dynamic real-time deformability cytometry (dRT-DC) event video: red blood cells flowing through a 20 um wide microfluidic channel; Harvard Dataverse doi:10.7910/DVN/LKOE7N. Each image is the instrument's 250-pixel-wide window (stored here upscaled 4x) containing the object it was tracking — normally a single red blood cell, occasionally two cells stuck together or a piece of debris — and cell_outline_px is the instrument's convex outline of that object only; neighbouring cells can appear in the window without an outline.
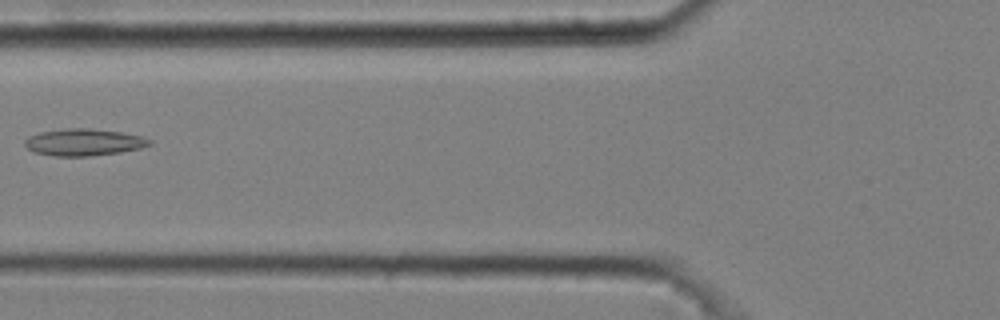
{"species": "common noctule bat (a hibernating species)", "species_latin": "Nyctalus noctula", "temperature_condition": "cold", "stored_images_in_passage": 7, "camera_frame_rate_fps": 3000, "um_per_image_px": 0.085, "animal": {"sex": "male", "body_mass_g": 20.4}, "frame": {"image": 1, "passage_image": 6, "time_ms": 1.667, "image_size_px": [1000, 320], "cell_outline_px": [[152, 144], [140, 148], [120, 152], [88, 156], [56, 156], [32, 152], [24, 144], [24, 140], [28, 136], [40, 132], [68, 128], [88, 128], [120, 132], [140, 136], [152, 140]], "centroid_in_image_um": [7.09, 12.09], "position_along_channel_um": 118.7, "area_um2": 19.48}}
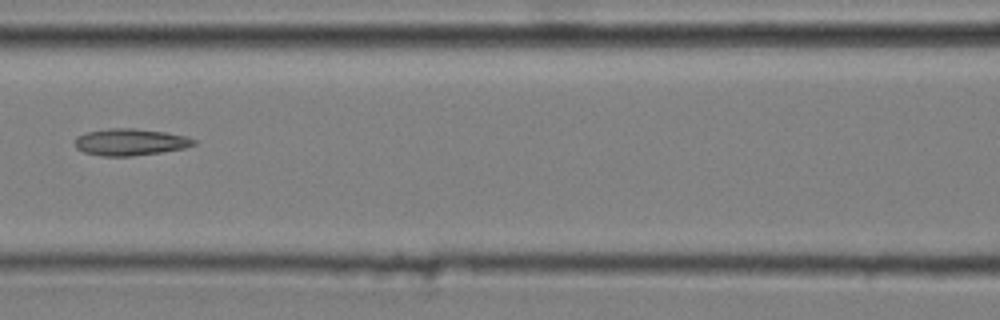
{"frame": {"image": 2, "passage_image": 7, "time_ms": 2.0, "image_size_px": [1000, 320], "cell_outline_px": [[196, 144], [184, 148], [160, 152], [132, 156], [104, 156], [84, 152], [76, 148], [76, 136], [88, 132], [108, 128], [136, 128], [164, 132], [188, 136], [196, 140]], "centroid_in_image_um": [11.09, 12.07], "position_along_channel_um": 155.5, "area_um2": 18.5}}